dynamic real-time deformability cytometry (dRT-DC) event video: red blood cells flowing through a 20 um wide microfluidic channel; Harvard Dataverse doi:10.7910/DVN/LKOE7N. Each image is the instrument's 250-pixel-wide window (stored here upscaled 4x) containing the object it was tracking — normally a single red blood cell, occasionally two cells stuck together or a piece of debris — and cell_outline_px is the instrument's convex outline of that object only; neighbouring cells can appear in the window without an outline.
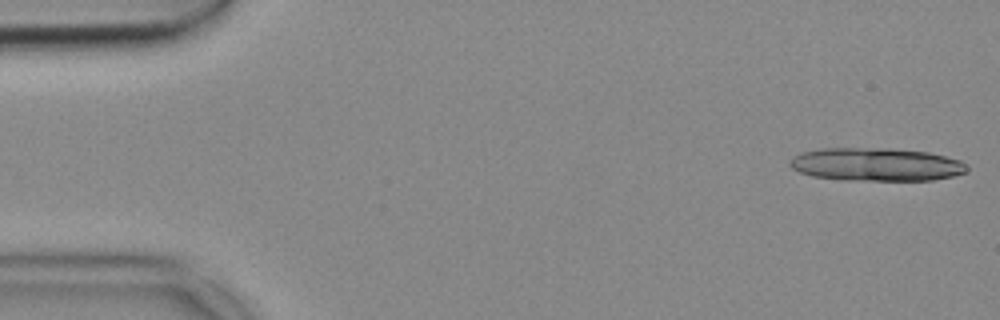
{"species": "common noctule bat (a hibernating species)", "species_latin": "Nyctalus noctula", "temperature_condition": "cold", "stored_images_in_passage": 14, "camera_frame_rate_fps": 3000, "um_per_image_px": 0.085, "animal": {"sex": "female", "body_mass_g": 18.4}, "frame": {"image": 1, "passage_image": 1, "time_ms": 0.0, "image_size_px": [1000, 320], "cell_outline_px": [[968, 172], [952, 176], [932, 180], [844, 180], [812, 176], [800, 172], [792, 168], [788, 164], [792, 156], [800, 152], [824, 148], [856, 148], [928, 152], [960, 160], [968, 168]], "centroid_in_image_um": [74.43, 13.99], "position_along_channel_um": 10.6, "area_um2": 33.81}}